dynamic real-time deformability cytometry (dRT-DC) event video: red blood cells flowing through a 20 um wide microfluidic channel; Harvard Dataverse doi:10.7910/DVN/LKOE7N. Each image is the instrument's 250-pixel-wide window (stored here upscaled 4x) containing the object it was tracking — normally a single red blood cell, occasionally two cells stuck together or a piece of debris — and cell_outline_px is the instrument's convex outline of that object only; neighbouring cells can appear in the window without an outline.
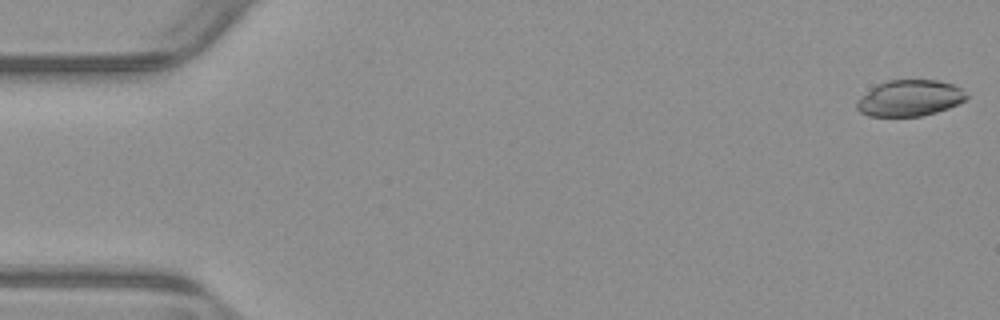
{"species": "common noctule bat (a hibernating species)", "species_latin": "Nyctalus noctula", "temperature_condition": "warm", "stored_images_in_passage": 54, "camera_frame_rate_fps": 3000, "um_per_image_px": 0.085, "animal": {"sex": "male", "body_mass_g": 23.1, "forearm_length_mm": 52.7}, "frame": {"image": 1, "passage_image": 1, "time_ms": 0.0, "image_size_px": [1000, 320], "cell_outline_px": [[968, 96], [964, 100], [948, 108], [936, 112], [920, 116], [868, 116], [860, 112], [856, 108], [856, 100], [876, 84], [888, 80], [936, 80], [952, 84], [960, 88]], "centroid_in_image_um": [77.28, 8.34], "position_along_channel_um": 7.7, "area_um2": 23.0}}
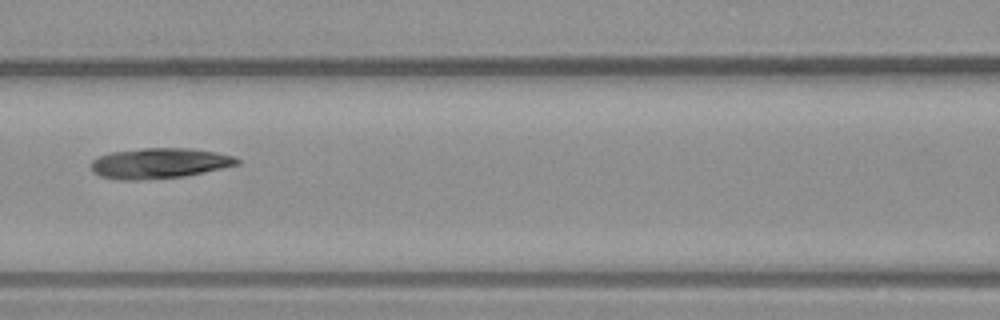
{"frame": {"image": 2, "passage_image": 24, "time_ms": 7.667, "image_size_px": [1000, 320], "cell_outline_px": [[240, 164], [204, 172], [184, 176], [140, 180], [116, 180], [100, 176], [92, 172], [92, 160], [100, 156], [112, 152], [144, 148], [192, 148], [232, 156], [240, 160]], "centroid_in_image_um": [13.52, 13.88], "position_along_channel_um": 153.1, "area_um2": 25.72}}
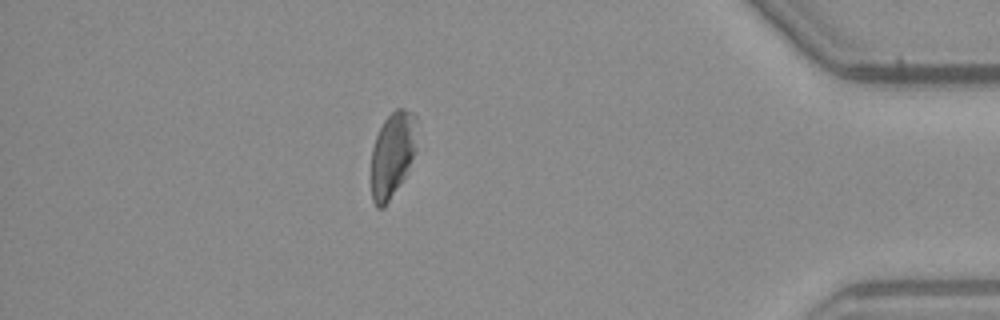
{"frame": {"image": 3, "passage_image": 47, "time_ms": 15.333, "image_size_px": [1000, 320], "cell_outline_px": [[416, 152], [400, 184], [384, 208], [376, 208], [372, 200], [372, 148], [376, 136], [384, 120], [396, 108], [404, 108], [412, 112], [416, 116]], "centroid_in_image_um": [33.36, 13.12], "position_along_channel_um": 401.8, "area_um2": 22.72}, "authors_computed_cell_mechanics": {"area_um2": 24.9985, "velocity_mm_per_s": 3.835, "shape_relaxation_time_tau1_ms": 7.6306, "shape_relaxation_time_tau2_ms": null, "deformation_change_tau1": 0.1403, "deformation_change_tau2": null}}